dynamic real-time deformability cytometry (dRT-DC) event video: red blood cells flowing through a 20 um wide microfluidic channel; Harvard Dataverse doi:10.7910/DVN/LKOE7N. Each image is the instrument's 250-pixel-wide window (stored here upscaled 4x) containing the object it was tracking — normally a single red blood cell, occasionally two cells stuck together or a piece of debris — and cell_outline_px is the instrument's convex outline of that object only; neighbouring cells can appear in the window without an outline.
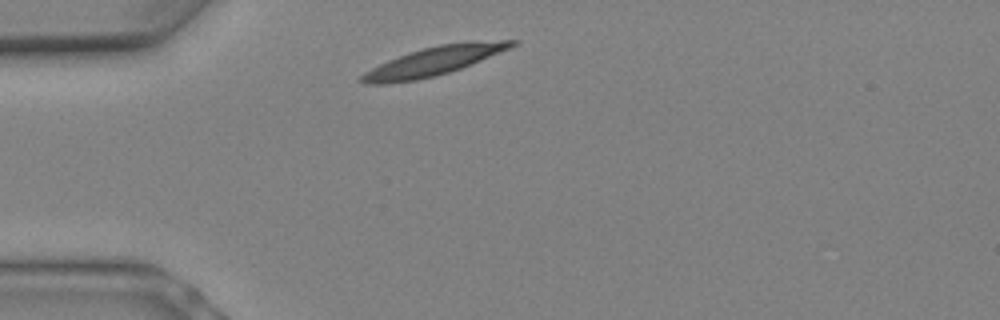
{"species": "Egyptian fruit bat (a non-hibernating species)", "species_latin": "Rousettus aegyptiacus", "temperature_condition": "warm", "stored_images_in_passage": 6, "camera_frame_rate_fps": 3000, "um_per_image_px": 0.085, "animal": {"sex": "female"}, "frame": {"image": 1, "passage_image": 1, "time_ms": 0.0, "image_size_px": [1000, 320], "cell_outline_px": [[520, 40], [516, 44], [508, 48], [460, 68], [436, 76], [416, 80], [384, 84], [364, 84], [356, 80], [364, 72], [388, 60], [408, 52], [440, 44], [476, 40]], "centroid_in_image_um": [36.79, 5.2], "position_along_channel_um": 48.2, "area_um2": 24.91}}
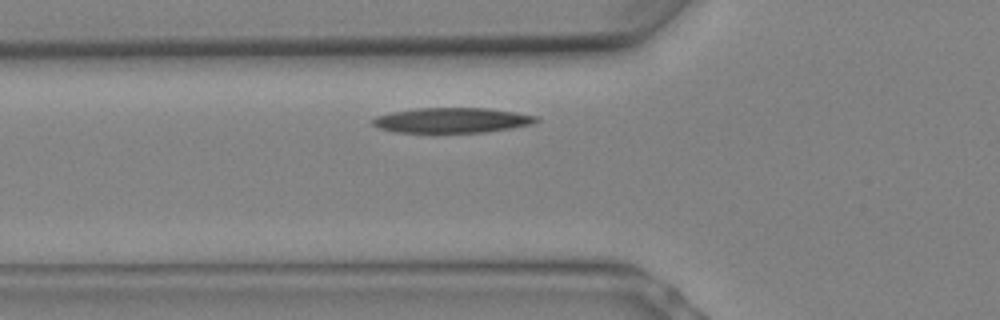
{"frame": {"image": 2, "passage_image": 3, "time_ms": 0.667, "image_size_px": [1000, 320], "cell_outline_px": [[540, 120], [532, 124], [512, 128], [484, 132], [396, 132], [376, 128], [372, 124], [372, 120], [376, 116], [392, 112], [416, 108], [488, 108], [536, 116]], "centroid_in_image_um": [38.38, 10.22], "position_along_channel_um": 87.4, "area_um2": 23.81}}